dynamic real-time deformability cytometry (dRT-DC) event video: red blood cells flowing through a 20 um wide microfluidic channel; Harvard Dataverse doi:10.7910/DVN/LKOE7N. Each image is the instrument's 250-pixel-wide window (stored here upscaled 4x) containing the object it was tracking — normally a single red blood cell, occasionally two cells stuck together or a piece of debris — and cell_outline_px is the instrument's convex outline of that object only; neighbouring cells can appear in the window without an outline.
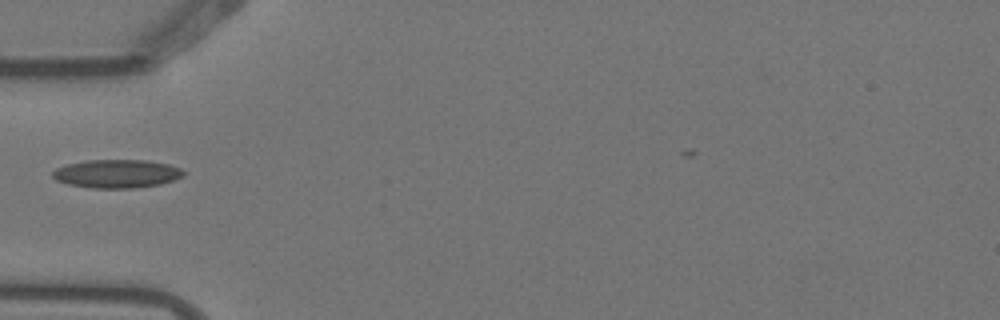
{"species": "Egyptian fruit bat (a non-hibernating species)", "species_latin": "Rousettus aegyptiacus", "temperature_condition": "warm", "stored_images_in_passage": 2, "camera_frame_rate_fps": 3000, "um_per_image_px": 0.085, "animal": {"sex": "female"}, "frame": {"image": 1, "passage_image": 2, "time_ms": 0.333, "image_size_px": [1000, 320], "cell_outline_px": [[188, 172], [184, 176], [160, 184], [136, 188], [92, 188], [68, 184], [56, 180], [52, 176], [52, 172], [56, 168], [68, 164], [88, 160], [148, 160], [168, 164], [180, 168]], "centroid_in_image_um": [9.95, 14.76], "position_along_channel_um": 75.0, "area_um2": 21.73}}